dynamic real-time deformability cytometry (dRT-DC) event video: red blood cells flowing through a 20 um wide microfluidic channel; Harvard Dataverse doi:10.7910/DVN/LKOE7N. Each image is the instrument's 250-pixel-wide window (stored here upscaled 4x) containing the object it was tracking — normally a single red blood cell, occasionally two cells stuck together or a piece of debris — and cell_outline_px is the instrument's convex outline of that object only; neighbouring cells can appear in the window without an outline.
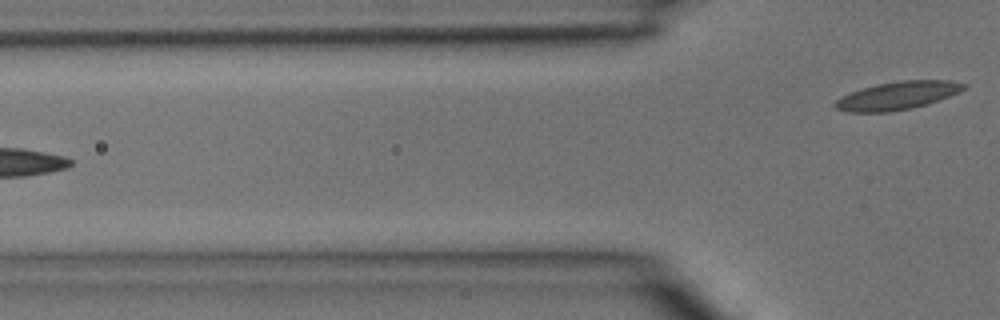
{"species": "common noctule bat (a hibernating species)", "species_latin": "Nyctalus noctula", "temperature_condition": "room temperature", "stored_images_in_passage": 4, "camera_frame_rate_fps": 3000, "um_per_image_px": 0.085, "animal": {"sex": "male", "body_mass_g": 15.6}, "frame": {"image": 1, "passage_image": 4, "time_ms": 1.0, "image_size_px": [1000, 320], "cell_outline_px": [[968, 88], [928, 104], [912, 108], [888, 112], [844, 112], [836, 108], [832, 104], [840, 96], [860, 88], [876, 84], [900, 80], [948, 80], [968, 84]], "centroid_in_image_um": [76.26, 8.12], "position_along_channel_um": 49.5, "area_um2": 21.27}}